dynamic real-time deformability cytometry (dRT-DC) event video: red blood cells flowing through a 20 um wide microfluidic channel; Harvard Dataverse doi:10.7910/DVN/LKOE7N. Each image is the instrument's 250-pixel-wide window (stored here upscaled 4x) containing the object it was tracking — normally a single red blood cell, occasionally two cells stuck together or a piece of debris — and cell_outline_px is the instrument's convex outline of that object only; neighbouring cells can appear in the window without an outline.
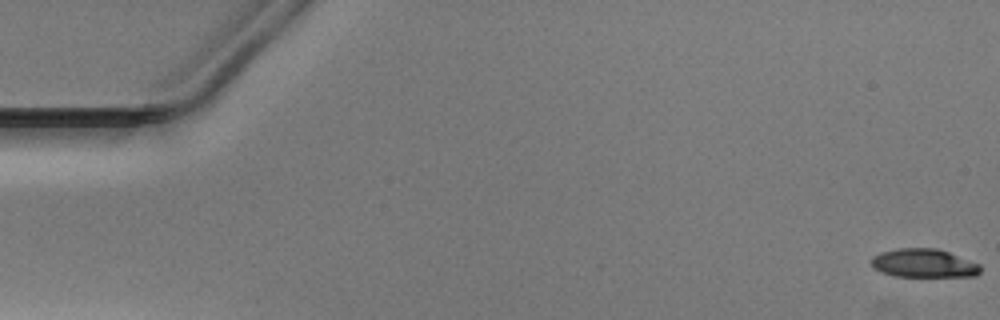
{"species": "Egyptian fruit bat (a non-hibernating species)", "species_latin": "Rousettus aegyptiacus", "temperature_condition": "warm", "stored_images_in_passage": 14, "camera_frame_rate_fps": 3000, "um_per_image_px": 0.085, "animal": {"sex": "male"}, "frame": {"image": 1, "passage_image": 1, "time_ms": 0.0, "image_size_px": [1000, 320], "cell_outline_px": [[980, 272], [976, 276], [896, 276], [880, 272], [872, 268], [872, 256], [880, 252], [900, 248], [936, 248], [948, 252], [980, 264]], "centroid_in_image_um": [78.5, 22.37], "position_along_channel_um": 6.5, "area_um2": 18.09}}
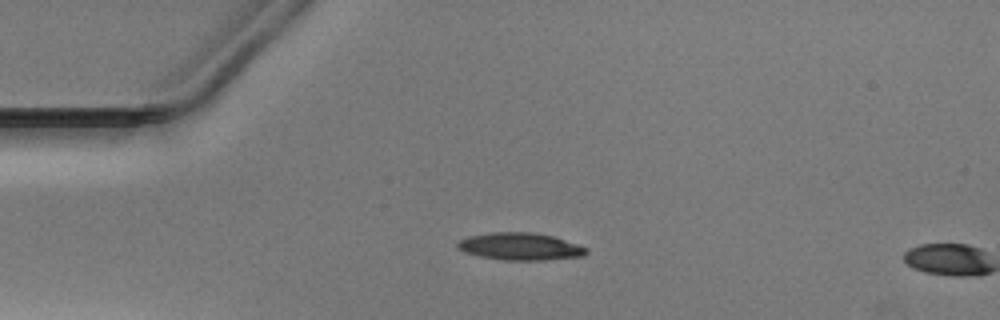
{"frame": {"image": 2, "passage_image": 13, "time_ms": 4.0, "image_size_px": [1000, 320], "cell_outline_px": [[588, 252], [584, 256], [544, 260], [504, 260], [480, 256], [464, 252], [456, 248], [456, 244], [460, 240], [468, 236], [492, 232], [532, 232], [552, 236], [588, 248]], "centroid_in_image_um": [44.19, 20.95], "position_along_channel_um": 40.8, "area_um2": 20.46}}